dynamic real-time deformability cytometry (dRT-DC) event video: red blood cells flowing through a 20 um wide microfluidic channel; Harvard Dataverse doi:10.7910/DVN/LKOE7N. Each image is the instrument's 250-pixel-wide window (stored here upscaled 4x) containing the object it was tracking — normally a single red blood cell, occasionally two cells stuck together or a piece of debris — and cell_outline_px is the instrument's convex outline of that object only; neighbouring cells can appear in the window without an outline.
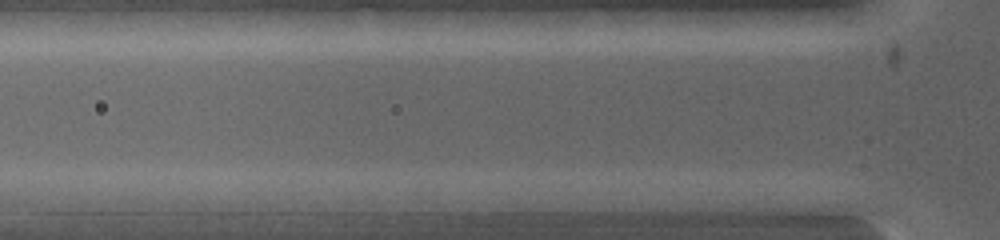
{"species": "common noctule bat (a hibernating species)", "species_latin": "Nyctalus noctula", "temperature_condition": "warm", "stored_images_in_passage": 5, "camera_frame_rate_fps": 5000, "um_per_image_px": 0.085, "animal": {"sex": "female", "body_mass_g": 19.0, "forearm_length_mm": 53.3}, "frame": {"image": 1, "passage_image": 4, "time_ms": 0.4, "image_size_px": [1000, 240], "cell_outline_px": [[604, 200], [592, 212], [496, 212], [492, 200], [504, 192], [580, 192]], "centroid_in_image_um": [46.39, 17.19], "position_along_channel_um": 79.4, "area_um2": 14.45}}